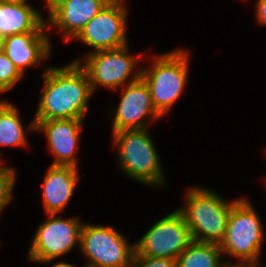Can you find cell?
Instances as JSON below:
<instances>
[{
	"label": "cell",
	"instance_id": "11",
	"mask_svg": "<svg viewBox=\"0 0 266 267\" xmlns=\"http://www.w3.org/2000/svg\"><path fill=\"white\" fill-rule=\"evenodd\" d=\"M121 92L117 109L112 112V133L125 129H147L150 121L162 117L156 111L149 87L142 78L126 83Z\"/></svg>",
	"mask_w": 266,
	"mask_h": 267
},
{
	"label": "cell",
	"instance_id": "22",
	"mask_svg": "<svg viewBox=\"0 0 266 267\" xmlns=\"http://www.w3.org/2000/svg\"><path fill=\"white\" fill-rule=\"evenodd\" d=\"M255 6L258 24L266 25V0H257Z\"/></svg>",
	"mask_w": 266,
	"mask_h": 267
},
{
	"label": "cell",
	"instance_id": "5",
	"mask_svg": "<svg viewBox=\"0 0 266 267\" xmlns=\"http://www.w3.org/2000/svg\"><path fill=\"white\" fill-rule=\"evenodd\" d=\"M258 213L247 198H239L232 206L226 233L220 248L235 262H259L264 229Z\"/></svg>",
	"mask_w": 266,
	"mask_h": 267
},
{
	"label": "cell",
	"instance_id": "23",
	"mask_svg": "<svg viewBox=\"0 0 266 267\" xmlns=\"http://www.w3.org/2000/svg\"><path fill=\"white\" fill-rule=\"evenodd\" d=\"M223 267H265V266L260 265L258 262H244V263H242V262L236 263L235 262L234 263V261H233V263L225 262Z\"/></svg>",
	"mask_w": 266,
	"mask_h": 267
},
{
	"label": "cell",
	"instance_id": "20",
	"mask_svg": "<svg viewBox=\"0 0 266 267\" xmlns=\"http://www.w3.org/2000/svg\"><path fill=\"white\" fill-rule=\"evenodd\" d=\"M16 173L12 167L3 165L0 168V212L12 200L13 189L16 183Z\"/></svg>",
	"mask_w": 266,
	"mask_h": 267
},
{
	"label": "cell",
	"instance_id": "19",
	"mask_svg": "<svg viewBox=\"0 0 266 267\" xmlns=\"http://www.w3.org/2000/svg\"><path fill=\"white\" fill-rule=\"evenodd\" d=\"M23 75L9 60L4 52L0 53V94L12 89Z\"/></svg>",
	"mask_w": 266,
	"mask_h": 267
},
{
	"label": "cell",
	"instance_id": "4",
	"mask_svg": "<svg viewBox=\"0 0 266 267\" xmlns=\"http://www.w3.org/2000/svg\"><path fill=\"white\" fill-rule=\"evenodd\" d=\"M184 48L156 55L152 65L142 69L141 78L149 87L156 111L164 116L182 96L189 75V53Z\"/></svg>",
	"mask_w": 266,
	"mask_h": 267
},
{
	"label": "cell",
	"instance_id": "1",
	"mask_svg": "<svg viewBox=\"0 0 266 267\" xmlns=\"http://www.w3.org/2000/svg\"><path fill=\"white\" fill-rule=\"evenodd\" d=\"M42 94L34 121L84 119L93 90L78 62L60 67H44Z\"/></svg>",
	"mask_w": 266,
	"mask_h": 267
},
{
	"label": "cell",
	"instance_id": "12",
	"mask_svg": "<svg viewBox=\"0 0 266 267\" xmlns=\"http://www.w3.org/2000/svg\"><path fill=\"white\" fill-rule=\"evenodd\" d=\"M49 15L46 27H55L62 32L64 42H71L85 25L109 2L106 0H48Z\"/></svg>",
	"mask_w": 266,
	"mask_h": 267
},
{
	"label": "cell",
	"instance_id": "28",
	"mask_svg": "<svg viewBox=\"0 0 266 267\" xmlns=\"http://www.w3.org/2000/svg\"><path fill=\"white\" fill-rule=\"evenodd\" d=\"M0 158H1V157H0ZM1 163H2V161H1V159H0V168L3 166V163H2V164H1Z\"/></svg>",
	"mask_w": 266,
	"mask_h": 267
},
{
	"label": "cell",
	"instance_id": "26",
	"mask_svg": "<svg viewBox=\"0 0 266 267\" xmlns=\"http://www.w3.org/2000/svg\"><path fill=\"white\" fill-rule=\"evenodd\" d=\"M25 1L27 0H0L1 3H20Z\"/></svg>",
	"mask_w": 266,
	"mask_h": 267
},
{
	"label": "cell",
	"instance_id": "17",
	"mask_svg": "<svg viewBox=\"0 0 266 267\" xmlns=\"http://www.w3.org/2000/svg\"><path fill=\"white\" fill-rule=\"evenodd\" d=\"M24 127V128H23ZM18 108L11 102L0 101V147H26V132L35 130V122L31 120L25 130Z\"/></svg>",
	"mask_w": 266,
	"mask_h": 267
},
{
	"label": "cell",
	"instance_id": "18",
	"mask_svg": "<svg viewBox=\"0 0 266 267\" xmlns=\"http://www.w3.org/2000/svg\"><path fill=\"white\" fill-rule=\"evenodd\" d=\"M219 244L193 241L176 259V267H223Z\"/></svg>",
	"mask_w": 266,
	"mask_h": 267
},
{
	"label": "cell",
	"instance_id": "21",
	"mask_svg": "<svg viewBox=\"0 0 266 267\" xmlns=\"http://www.w3.org/2000/svg\"><path fill=\"white\" fill-rule=\"evenodd\" d=\"M131 267H176V260L134 254Z\"/></svg>",
	"mask_w": 266,
	"mask_h": 267
},
{
	"label": "cell",
	"instance_id": "15",
	"mask_svg": "<svg viewBox=\"0 0 266 267\" xmlns=\"http://www.w3.org/2000/svg\"><path fill=\"white\" fill-rule=\"evenodd\" d=\"M47 33H24L5 38L4 53L24 76L25 69L50 57L52 45Z\"/></svg>",
	"mask_w": 266,
	"mask_h": 267
},
{
	"label": "cell",
	"instance_id": "24",
	"mask_svg": "<svg viewBox=\"0 0 266 267\" xmlns=\"http://www.w3.org/2000/svg\"><path fill=\"white\" fill-rule=\"evenodd\" d=\"M52 267H75V266L67 262L60 261V262H57L56 264H53Z\"/></svg>",
	"mask_w": 266,
	"mask_h": 267
},
{
	"label": "cell",
	"instance_id": "16",
	"mask_svg": "<svg viewBox=\"0 0 266 267\" xmlns=\"http://www.w3.org/2000/svg\"><path fill=\"white\" fill-rule=\"evenodd\" d=\"M46 20L27 1L0 2V33L5 37L24 33H46Z\"/></svg>",
	"mask_w": 266,
	"mask_h": 267
},
{
	"label": "cell",
	"instance_id": "3",
	"mask_svg": "<svg viewBox=\"0 0 266 267\" xmlns=\"http://www.w3.org/2000/svg\"><path fill=\"white\" fill-rule=\"evenodd\" d=\"M120 169L138 183L163 186L165 174L160 156L147 129H125L112 133Z\"/></svg>",
	"mask_w": 266,
	"mask_h": 267
},
{
	"label": "cell",
	"instance_id": "10",
	"mask_svg": "<svg viewBox=\"0 0 266 267\" xmlns=\"http://www.w3.org/2000/svg\"><path fill=\"white\" fill-rule=\"evenodd\" d=\"M127 14L124 2L109 3L85 25L74 40L92 47L90 53L126 46Z\"/></svg>",
	"mask_w": 266,
	"mask_h": 267
},
{
	"label": "cell",
	"instance_id": "6",
	"mask_svg": "<svg viewBox=\"0 0 266 267\" xmlns=\"http://www.w3.org/2000/svg\"><path fill=\"white\" fill-rule=\"evenodd\" d=\"M128 47L126 45L117 49L88 53L84 62L78 58L73 61L78 62L85 70L93 93L98 87L115 91L120 87L123 88L129 78V84L141 78L142 69H136L138 67L136 64L141 60V57L130 55Z\"/></svg>",
	"mask_w": 266,
	"mask_h": 267
},
{
	"label": "cell",
	"instance_id": "9",
	"mask_svg": "<svg viewBox=\"0 0 266 267\" xmlns=\"http://www.w3.org/2000/svg\"><path fill=\"white\" fill-rule=\"evenodd\" d=\"M193 242L190 228L176 209L155 222L135 242V254L141 256L177 259Z\"/></svg>",
	"mask_w": 266,
	"mask_h": 267
},
{
	"label": "cell",
	"instance_id": "7",
	"mask_svg": "<svg viewBox=\"0 0 266 267\" xmlns=\"http://www.w3.org/2000/svg\"><path fill=\"white\" fill-rule=\"evenodd\" d=\"M112 226L84 223L81 230L80 251L91 267H131L135 244Z\"/></svg>",
	"mask_w": 266,
	"mask_h": 267
},
{
	"label": "cell",
	"instance_id": "2",
	"mask_svg": "<svg viewBox=\"0 0 266 267\" xmlns=\"http://www.w3.org/2000/svg\"><path fill=\"white\" fill-rule=\"evenodd\" d=\"M185 196V205L177 210L190 228L193 241L220 245L232 206L239 199L228 202L215 191L201 187H191Z\"/></svg>",
	"mask_w": 266,
	"mask_h": 267
},
{
	"label": "cell",
	"instance_id": "14",
	"mask_svg": "<svg viewBox=\"0 0 266 267\" xmlns=\"http://www.w3.org/2000/svg\"><path fill=\"white\" fill-rule=\"evenodd\" d=\"M78 168L50 165L43 179L42 199L45 214H59L69 203L79 181Z\"/></svg>",
	"mask_w": 266,
	"mask_h": 267
},
{
	"label": "cell",
	"instance_id": "27",
	"mask_svg": "<svg viewBox=\"0 0 266 267\" xmlns=\"http://www.w3.org/2000/svg\"><path fill=\"white\" fill-rule=\"evenodd\" d=\"M109 3H118V2H124V0H106Z\"/></svg>",
	"mask_w": 266,
	"mask_h": 267
},
{
	"label": "cell",
	"instance_id": "8",
	"mask_svg": "<svg viewBox=\"0 0 266 267\" xmlns=\"http://www.w3.org/2000/svg\"><path fill=\"white\" fill-rule=\"evenodd\" d=\"M38 226L28 250V259L37 263H49L80 246L84 223L78 217L63 219L57 214H47Z\"/></svg>",
	"mask_w": 266,
	"mask_h": 267
},
{
	"label": "cell",
	"instance_id": "13",
	"mask_svg": "<svg viewBox=\"0 0 266 267\" xmlns=\"http://www.w3.org/2000/svg\"><path fill=\"white\" fill-rule=\"evenodd\" d=\"M84 119H54L34 121L35 131L43 132L49 151L54 155L52 165L78 166L76 152Z\"/></svg>",
	"mask_w": 266,
	"mask_h": 267
},
{
	"label": "cell",
	"instance_id": "25",
	"mask_svg": "<svg viewBox=\"0 0 266 267\" xmlns=\"http://www.w3.org/2000/svg\"><path fill=\"white\" fill-rule=\"evenodd\" d=\"M5 38L6 37L0 33V53L4 52Z\"/></svg>",
	"mask_w": 266,
	"mask_h": 267
}]
</instances>
